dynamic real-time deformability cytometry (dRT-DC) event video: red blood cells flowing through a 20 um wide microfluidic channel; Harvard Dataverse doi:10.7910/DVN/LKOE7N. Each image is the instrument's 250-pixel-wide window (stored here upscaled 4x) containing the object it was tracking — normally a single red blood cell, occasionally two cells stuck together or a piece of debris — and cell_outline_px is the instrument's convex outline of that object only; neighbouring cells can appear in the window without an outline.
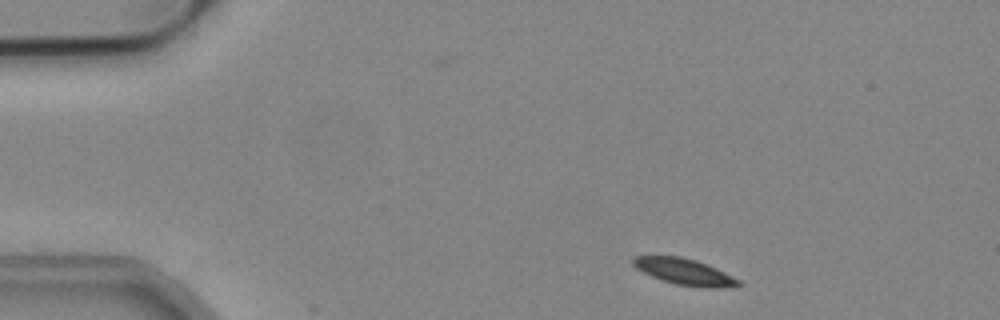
{"species": "common noctule bat (a hibernating species)", "species_latin": "Nyctalus noctula", "temperature_condition": "cold", "stored_images_in_passage": 2, "camera_frame_rate_fps": 3000, "um_per_image_px": 0.085, "animal": {"sex": "male", "body_mass_g": 19.2, "forearm_length_mm": 51.8}, "frame": {"image": 1, "passage_image": 1, "time_ms": 0.0, "image_size_px": [1000, 320], "cell_outline_px": [[744, 284], [720, 288], [704, 288], [676, 284], [652, 276], [636, 268], [632, 264], [632, 256], [680, 256], [696, 260], [716, 268], [740, 280]], "centroid_in_image_um": [58.19, 23.09], "position_along_channel_um": 26.8, "area_um2": 16.01}}